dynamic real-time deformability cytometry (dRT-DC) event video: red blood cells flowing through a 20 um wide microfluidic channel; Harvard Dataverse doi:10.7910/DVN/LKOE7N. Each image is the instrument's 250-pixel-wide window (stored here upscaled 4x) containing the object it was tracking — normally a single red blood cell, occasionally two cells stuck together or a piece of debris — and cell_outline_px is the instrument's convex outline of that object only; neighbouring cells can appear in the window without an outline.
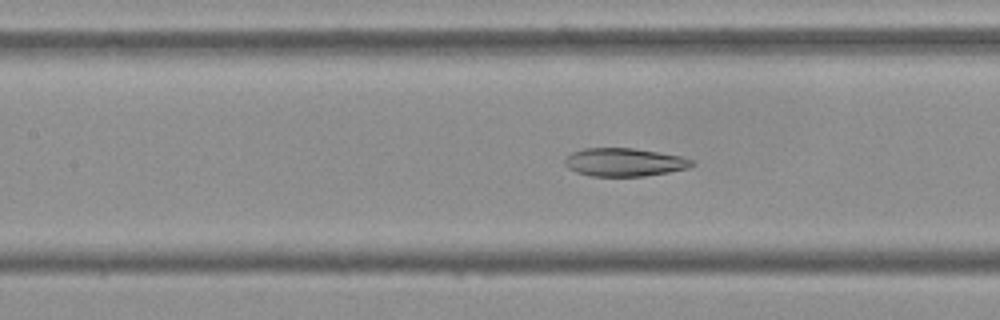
{"species": "Egyptian fruit bat (a non-hibernating species)", "species_latin": "Rousettus aegyptiacus", "temperature_condition": "cold", "stored_images_in_passage": 52, "camera_frame_rate_fps": 3000, "um_per_image_px": 0.085, "frame": {"image": 1, "passage_image": 22, "time_ms": 7.0, "image_size_px": [1000, 320], "cell_outline_px": [[696, 164], [688, 168], [668, 172], [644, 176], [592, 176], [576, 172], [568, 168], [564, 164], [564, 160], [572, 152], [584, 148], [632, 148], [660, 152], [680, 156], [692, 160]], "centroid_in_image_um": [53.06, 13.78], "position_along_channel_um": 154.3, "area_um2": 20.87}}
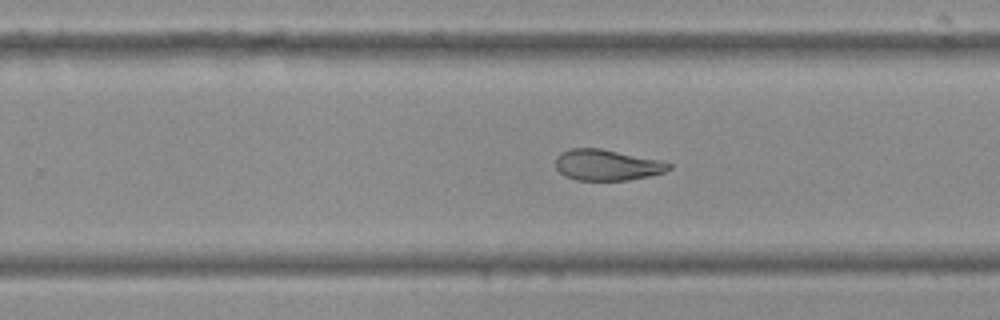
{"frame": {"image": 2, "passage_image": 32, "time_ms": 10.333, "image_size_px": [1000, 320], "cell_outline_px": [[672, 168], [664, 172], [648, 176], [628, 180], [576, 180], [564, 176], [556, 168], [556, 156], [560, 152], [568, 148], [600, 148], [660, 160], [672, 164]], "centroid_in_image_um": [51.56, 14.02], "position_along_channel_um": 278.2, "area_um2": 20.52}}
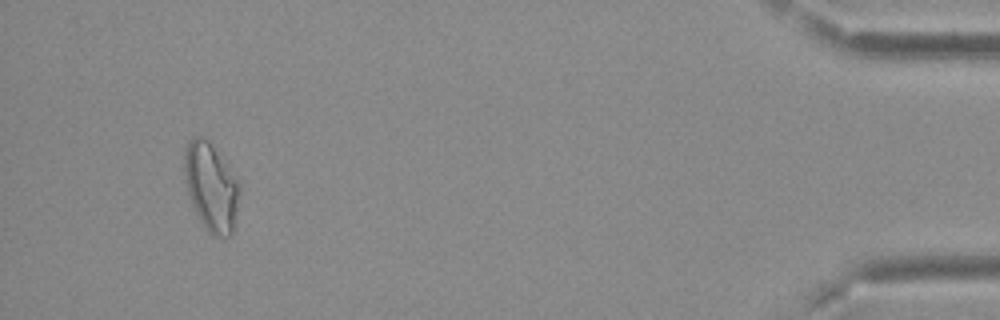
{"frame": {"image": 3, "passage_image": 49, "time_ms": 16.0, "image_size_px": [1000, 320], "cell_outline_px": [[240, 192], [232, 232], [228, 236], [212, 236], [208, 232], [200, 220], [192, 204], [188, 192], [184, 176], [184, 152], [192, 136], [200, 136], [208, 140], [224, 156], [240, 188]], "centroid_in_image_um": [17.94, 15.85], "position_along_channel_um": 417.3, "area_um2": 28.26}, "authors_computed_cell_mechanics": {"area_um2": 23.6402, "velocity_mm_per_s": 3.7263, "shape_relaxation_time_tau1_ms": null, "shape_relaxation_time_tau2_ms": 5.3576, "deformation_change_tau1": null, "deformation_change_tau2": 0.0908}}